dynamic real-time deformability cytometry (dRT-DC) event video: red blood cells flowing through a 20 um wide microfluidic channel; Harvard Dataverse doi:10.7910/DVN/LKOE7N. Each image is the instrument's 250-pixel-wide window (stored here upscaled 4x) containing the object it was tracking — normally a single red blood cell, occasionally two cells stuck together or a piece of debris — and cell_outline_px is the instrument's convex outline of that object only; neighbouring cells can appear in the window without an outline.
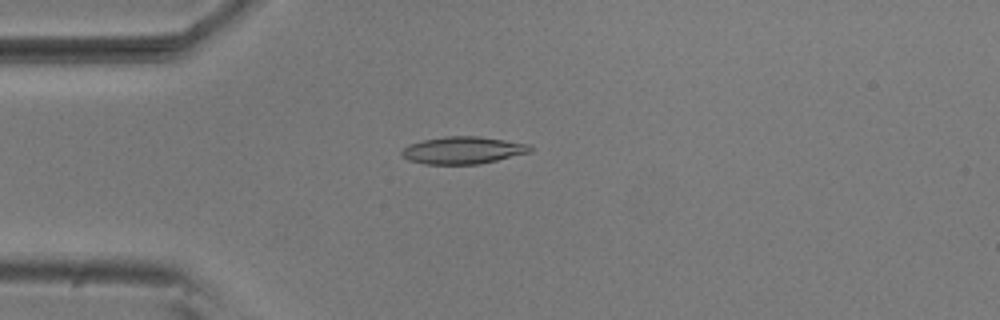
{"species": "common noctule bat (a hibernating species)", "species_latin": "Nyctalus noctula", "temperature_condition": "room temperature", "stored_images_in_passage": 54, "camera_frame_rate_fps": 3000, "um_per_image_px": 0.085, "animal": {"sex": "male", "body_mass_g": 20.5, "forearm_length_mm": 52.5}, "frame": {"image": 1, "passage_image": 14, "time_ms": 4.333, "image_size_px": [1000, 320], "cell_outline_px": [[532, 152], [480, 164], [424, 164], [408, 160], [400, 156], [400, 152], [408, 144], [424, 140], [444, 136], [480, 136], [528, 144], [532, 148]], "centroid_in_image_um": [39.32, 12.77], "position_along_channel_um": 45.7, "area_um2": 20.52}}
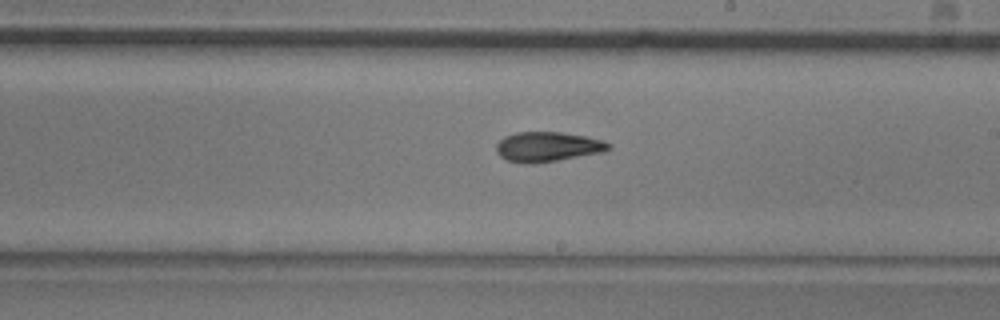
{"frame": {"image": 2, "passage_image": 31, "time_ms": 10.0, "image_size_px": [1000, 320], "cell_outline_px": [[612, 148], [604, 152], [536, 164], [524, 164], [504, 160], [496, 152], [496, 144], [504, 136], [516, 132], [560, 132], [584, 136], [600, 140], [612, 144]], "centroid_in_image_um": [46.52, 12.49], "position_along_channel_um": 242.5, "area_um2": 19.77}}
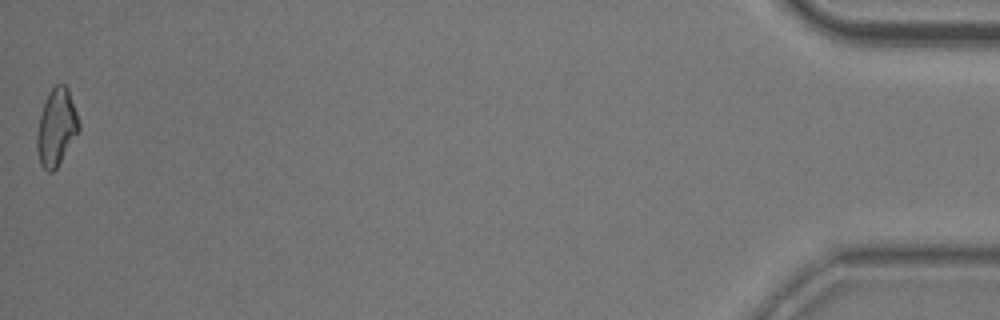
{"frame": {"image": 3, "passage_image": 54, "time_ms": 17.667, "image_size_px": [1000, 320], "cell_outline_px": [[80, 132], [56, 168], [52, 172], [48, 172], [40, 164], [36, 148], [36, 136], [40, 116], [48, 92], [56, 84], [64, 84], [68, 88], [80, 124]], "centroid_in_image_um": [4.8, 10.84], "position_along_channel_um": 430.4, "area_um2": 18.84}, "authors_computed_cell_mechanics": {"area_um2": 19.3341, "velocity_mm_per_s": 3.7308, "shape_relaxation_time_tau1_ms": 5.1792, "shape_relaxation_time_tau2_ms": 3.7411, "deformation_change_tau1": 0.1654, "deformation_change_tau2": 0.1061}}